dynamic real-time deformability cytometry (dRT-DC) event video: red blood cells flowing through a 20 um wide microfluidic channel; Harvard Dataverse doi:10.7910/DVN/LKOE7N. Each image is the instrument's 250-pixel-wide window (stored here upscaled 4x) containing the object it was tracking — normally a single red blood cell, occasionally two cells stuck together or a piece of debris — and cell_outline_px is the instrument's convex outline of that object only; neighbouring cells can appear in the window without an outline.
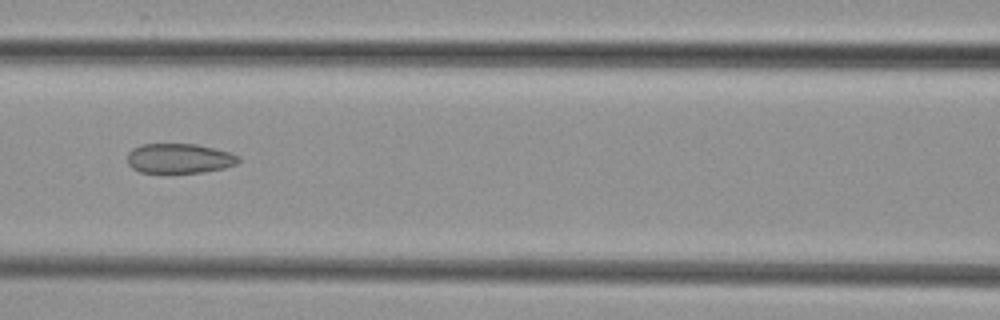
{"species": "common noctule bat (a hibernating species)", "species_latin": "Nyctalus noctula", "temperature_condition": "cold", "stored_images_in_passage": 3, "camera_frame_rate_fps": 3000, "um_per_image_px": 0.085, "animal": {"sex": "female", "body_mass_g": 29.2, "forearm_length_mm": 56.3}, "frame": {"image": 1, "passage_image": 3, "time_ms": 2.333, "image_size_px": [1000, 320], "cell_outline_px": [[240, 160], [236, 164], [224, 168], [204, 172], [140, 172], [132, 168], [128, 164], [128, 152], [132, 148], [140, 144], [196, 144], [232, 152], [240, 156]], "centroid_in_image_um": [15.26, 13.45], "position_along_channel_um": 151.3, "area_um2": 19.36}}